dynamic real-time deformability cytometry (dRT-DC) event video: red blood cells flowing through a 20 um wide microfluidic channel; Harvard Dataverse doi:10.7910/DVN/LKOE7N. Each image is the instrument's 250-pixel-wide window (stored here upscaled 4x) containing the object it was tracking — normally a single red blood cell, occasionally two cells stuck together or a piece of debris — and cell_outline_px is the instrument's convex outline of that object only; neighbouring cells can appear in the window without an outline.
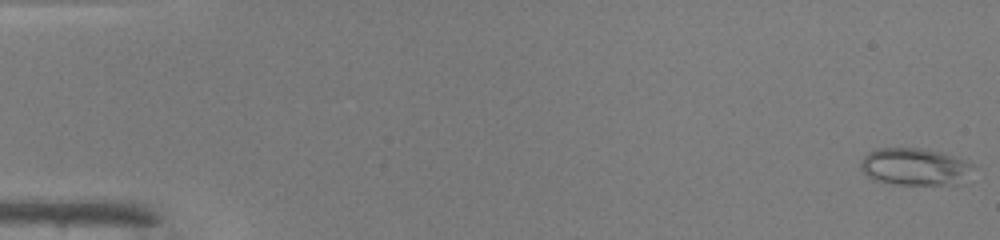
{"species": "common noctule bat (a hibernating species)", "species_latin": "Nyctalus noctula", "temperature_condition": "warm", "stored_images_in_passage": 49, "camera_frame_rate_fps": 3000, "um_per_image_px": 0.085, "animal": {"sex": "male", "body_mass_g": 19.0, "forearm_length_mm": 50.8}, "frame": {"image": 1, "passage_image": 1, "time_ms": 0.0, "image_size_px": [1000, 240], "cell_outline_px": [[976, 168], [956, 184], [892, 184], [872, 180], [860, 168], [860, 160], [868, 152], [876, 148], [924, 148], [956, 156], [968, 160], [976, 164]], "centroid_in_image_um": [77.76, 14.15], "position_along_channel_um": 7.2, "area_um2": 24.68}}
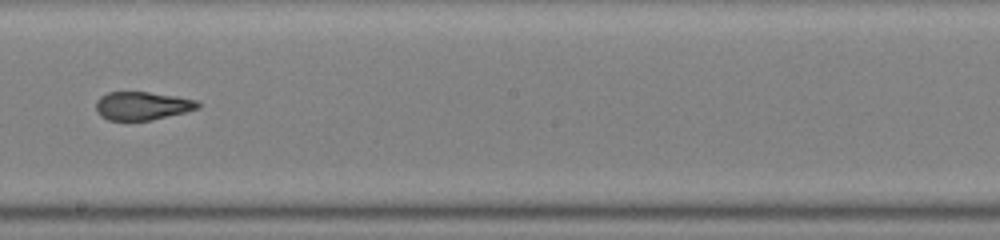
{"frame": {"image": 2, "passage_image": 29, "time_ms": 9.333, "image_size_px": [1000, 240], "cell_outline_px": [[200, 108], [152, 120], [108, 120], [100, 116], [96, 112], [96, 100], [100, 96], [108, 92], [148, 92], [176, 96], [196, 100], [200, 104]], "centroid_in_image_um": [12.06, 8.99], "position_along_channel_um": 236.1, "area_um2": 16.82}}
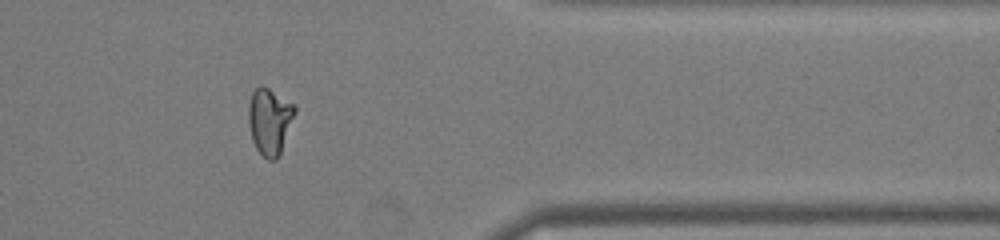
{"frame": {"image": 3, "passage_image": 41, "time_ms": 13.333, "image_size_px": [1000, 240], "cell_outline_px": [[296, 112], [280, 152], [276, 160], [268, 160], [256, 148], [252, 140], [248, 120], [248, 104], [252, 92], [260, 84], [268, 88], [292, 104], [296, 108]], "centroid_in_image_um": [22.89, 10.28], "position_along_channel_um": 388.5, "area_um2": 17.69}, "authors_computed_cell_mechanics": {"area_um2": 18.4382, "velocity_mm_per_s": 4.1621, "shape_relaxation_time_tau1_ms": null, "shape_relaxation_time_tau2_ms": 0.8811, "deformation_change_tau1": null, "deformation_change_tau2": 0.0833}}